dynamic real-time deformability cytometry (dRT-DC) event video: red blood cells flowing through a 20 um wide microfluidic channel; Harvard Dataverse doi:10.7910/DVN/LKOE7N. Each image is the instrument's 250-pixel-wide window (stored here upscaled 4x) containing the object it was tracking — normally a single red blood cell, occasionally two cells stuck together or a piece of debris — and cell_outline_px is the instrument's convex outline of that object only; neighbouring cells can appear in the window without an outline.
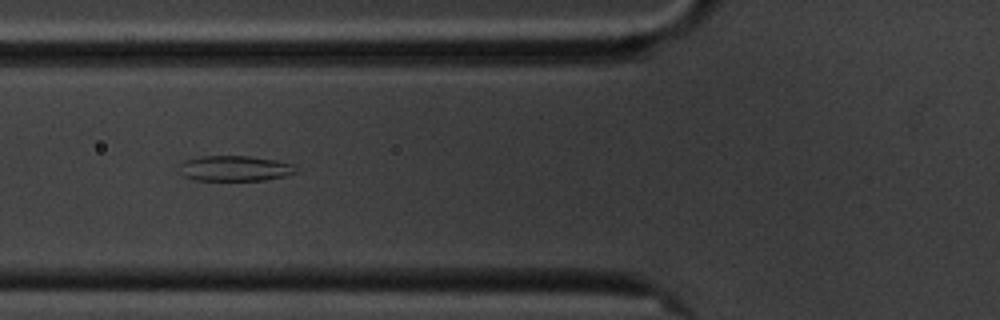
{"species": "common noctule bat (a hibernating species)", "species_latin": "Nyctalus noctula", "temperature_condition": "cold", "stored_images_in_passage": 8, "camera_frame_rate_fps": 3000, "um_per_image_px": 0.085, "animal": {"sex": "male", "body_mass_g": 20.1, "forearm_length_mm": 53.5}, "frame": {"image": 1, "passage_image": 7, "time_ms": 7.0, "image_size_px": [1000, 320], "cell_outline_px": [[296, 172], [284, 176], [264, 180], [196, 180], [184, 176], [180, 172], [180, 164], [184, 160], [200, 156], [248, 156], [276, 160], [296, 164]], "centroid_in_image_um": [19.97, 14.3], "position_along_channel_um": 105.8, "area_um2": 17.28}}